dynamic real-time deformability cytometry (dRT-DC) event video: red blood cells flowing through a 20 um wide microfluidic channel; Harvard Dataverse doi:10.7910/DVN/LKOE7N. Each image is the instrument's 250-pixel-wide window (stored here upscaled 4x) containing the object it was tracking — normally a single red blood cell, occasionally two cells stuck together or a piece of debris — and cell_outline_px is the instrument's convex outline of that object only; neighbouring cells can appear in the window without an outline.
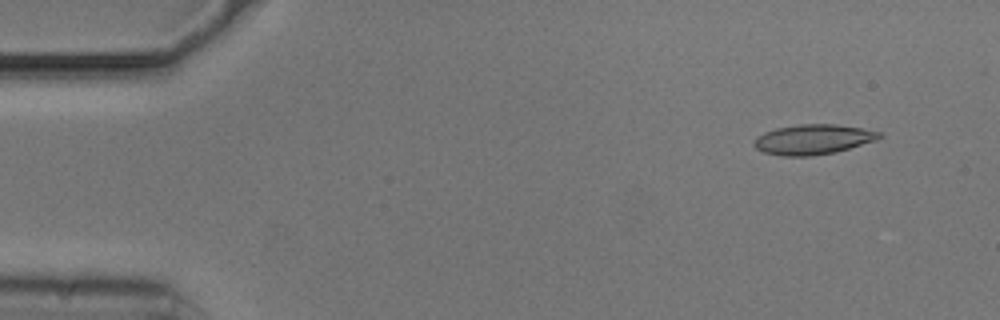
{"species": "common noctule bat (a hibernating species)", "species_latin": "Nyctalus noctula", "temperature_condition": "cold", "stored_images_in_passage": 54, "camera_frame_rate_fps": 3000, "um_per_image_px": 0.085, "animal": {"sex": "male", "body_mass_g": 20.5, "forearm_length_mm": 52.5}, "frame": {"image": 1, "passage_image": 5, "time_ms": 1.333, "image_size_px": [1000, 320], "cell_outline_px": [[884, 136], [876, 140], [836, 152], [808, 156], [784, 156], [764, 152], [756, 148], [752, 144], [756, 136], [764, 132], [776, 128], [800, 124], [836, 124], [860, 128], [880, 132]], "centroid_in_image_um": [69.09, 11.85], "position_along_channel_um": 15.9, "area_um2": 21.85}}
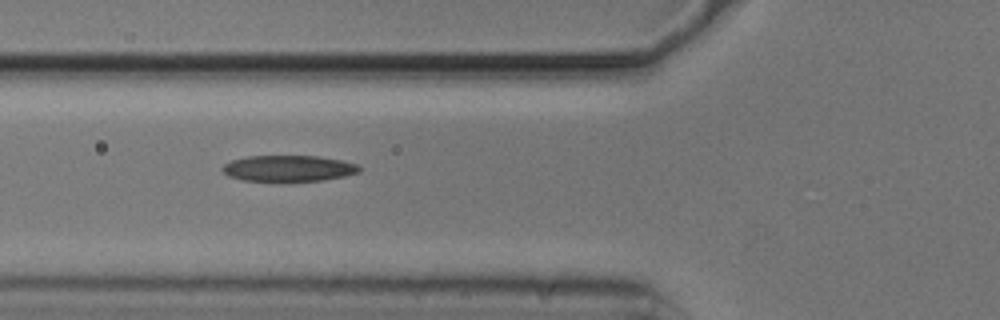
{"frame": {"image": 2, "passage_image": 20, "time_ms": 6.333, "image_size_px": [1000, 320], "cell_outline_px": [[360, 172], [344, 176], [324, 180], [244, 180], [228, 176], [220, 168], [224, 164], [232, 160], [248, 156], [316, 156], [340, 160], [356, 164], [360, 168]], "centroid_in_image_um": [24.5, 14.3], "position_along_channel_um": 101.3, "area_um2": 20.4}}
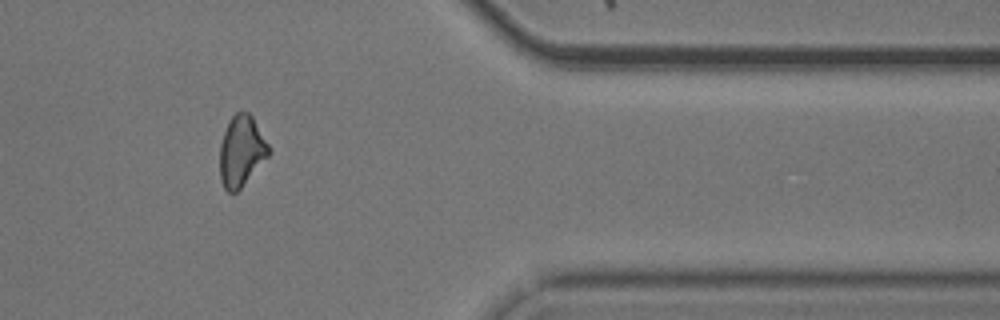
{"frame": {"image": 3, "passage_image": 45, "time_ms": 14.667, "image_size_px": [1000, 320], "cell_outline_px": [[268, 156], [240, 188], [236, 192], [228, 192], [224, 188], [220, 180], [220, 144], [228, 120], [236, 112], [248, 112], [252, 116], [268, 144]], "centroid_in_image_um": [20.48, 12.83], "position_along_channel_um": 390.9, "area_um2": 19.83}, "authors_computed_cell_mechanics": {"area_um2": 20.7213, "velocity_mm_per_s": 3.7185, "shape_relaxation_time_tau1_ms": 4.7597, "shape_relaxation_time_tau2_ms": 4.9433, "deformation_change_tau1": 0.1559, "deformation_change_tau2": 0.1463}}